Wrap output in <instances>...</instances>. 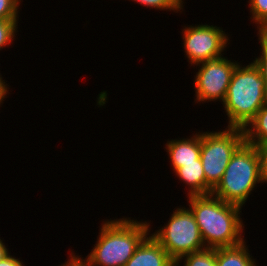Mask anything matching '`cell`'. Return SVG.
Returning a JSON list of instances; mask_svg holds the SVG:
<instances>
[{
  "label": "cell",
  "instance_id": "6da1fadb",
  "mask_svg": "<svg viewBox=\"0 0 267 266\" xmlns=\"http://www.w3.org/2000/svg\"><path fill=\"white\" fill-rule=\"evenodd\" d=\"M188 202L205 247H232L244 241L242 207L226 203L212 194L188 196Z\"/></svg>",
  "mask_w": 267,
  "mask_h": 266
},
{
  "label": "cell",
  "instance_id": "7a4b0ae2",
  "mask_svg": "<svg viewBox=\"0 0 267 266\" xmlns=\"http://www.w3.org/2000/svg\"><path fill=\"white\" fill-rule=\"evenodd\" d=\"M96 244L85 259L76 255L83 266H125L136 248L151 232L150 223L137 219H107L101 224Z\"/></svg>",
  "mask_w": 267,
  "mask_h": 266
},
{
  "label": "cell",
  "instance_id": "3957f363",
  "mask_svg": "<svg viewBox=\"0 0 267 266\" xmlns=\"http://www.w3.org/2000/svg\"><path fill=\"white\" fill-rule=\"evenodd\" d=\"M243 66L238 63L234 69L222 103L228 117V127L242 129L267 103V90L260 70L253 62Z\"/></svg>",
  "mask_w": 267,
  "mask_h": 266
},
{
  "label": "cell",
  "instance_id": "277c9868",
  "mask_svg": "<svg viewBox=\"0 0 267 266\" xmlns=\"http://www.w3.org/2000/svg\"><path fill=\"white\" fill-rule=\"evenodd\" d=\"M261 185L257 147L244 142L233 154L212 195L242 207L257 184Z\"/></svg>",
  "mask_w": 267,
  "mask_h": 266
},
{
  "label": "cell",
  "instance_id": "5b68a950",
  "mask_svg": "<svg viewBox=\"0 0 267 266\" xmlns=\"http://www.w3.org/2000/svg\"><path fill=\"white\" fill-rule=\"evenodd\" d=\"M201 132V162L206 177V195L220 182L235 151L245 142L242 128Z\"/></svg>",
  "mask_w": 267,
  "mask_h": 266
},
{
  "label": "cell",
  "instance_id": "8992f818",
  "mask_svg": "<svg viewBox=\"0 0 267 266\" xmlns=\"http://www.w3.org/2000/svg\"><path fill=\"white\" fill-rule=\"evenodd\" d=\"M177 262L182 256L205 247L200 229L190 208H176L164 227L151 234Z\"/></svg>",
  "mask_w": 267,
  "mask_h": 266
},
{
  "label": "cell",
  "instance_id": "52a82bcc",
  "mask_svg": "<svg viewBox=\"0 0 267 266\" xmlns=\"http://www.w3.org/2000/svg\"><path fill=\"white\" fill-rule=\"evenodd\" d=\"M182 32L185 56L191 66L222 57L230 40L225 30L206 23L184 25Z\"/></svg>",
  "mask_w": 267,
  "mask_h": 266
},
{
  "label": "cell",
  "instance_id": "ba28073f",
  "mask_svg": "<svg viewBox=\"0 0 267 266\" xmlns=\"http://www.w3.org/2000/svg\"><path fill=\"white\" fill-rule=\"evenodd\" d=\"M239 62L224 56L195 65L199 66L194 78L195 102H224L234 69Z\"/></svg>",
  "mask_w": 267,
  "mask_h": 266
},
{
  "label": "cell",
  "instance_id": "9c48e42d",
  "mask_svg": "<svg viewBox=\"0 0 267 266\" xmlns=\"http://www.w3.org/2000/svg\"><path fill=\"white\" fill-rule=\"evenodd\" d=\"M125 266H176V262L149 233L136 248Z\"/></svg>",
  "mask_w": 267,
  "mask_h": 266
},
{
  "label": "cell",
  "instance_id": "30bf717a",
  "mask_svg": "<svg viewBox=\"0 0 267 266\" xmlns=\"http://www.w3.org/2000/svg\"><path fill=\"white\" fill-rule=\"evenodd\" d=\"M173 171L183 164L196 163L201 156V133L196 132L190 138L169 140L165 144Z\"/></svg>",
  "mask_w": 267,
  "mask_h": 266
},
{
  "label": "cell",
  "instance_id": "8fae6325",
  "mask_svg": "<svg viewBox=\"0 0 267 266\" xmlns=\"http://www.w3.org/2000/svg\"><path fill=\"white\" fill-rule=\"evenodd\" d=\"M174 172L188 186L187 196L206 195V177L201 159H197L196 163L183 164Z\"/></svg>",
  "mask_w": 267,
  "mask_h": 266
},
{
  "label": "cell",
  "instance_id": "7c38bea8",
  "mask_svg": "<svg viewBox=\"0 0 267 266\" xmlns=\"http://www.w3.org/2000/svg\"><path fill=\"white\" fill-rule=\"evenodd\" d=\"M245 240L236 246L216 248V266H258Z\"/></svg>",
  "mask_w": 267,
  "mask_h": 266
},
{
  "label": "cell",
  "instance_id": "4fadbf2b",
  "mask_svg": "<svg viewBox=\"0 0 267 266\" xmlns=\"http://www.w3.org/2000/svg\"><path fill=\"white\" fill-rule=\"evenodd\" d=\"M243 130L246 143L256 147L267 144V103Z\"/></svg>",
  "mask_w": 267,
  "mask_h": 266
},
{
  "label": "cell",
  "instance_id": "5bb4252c",
  "mask_svg": "<svg viewBox=\"0 0 267 266\" xmlns=\"http://www.w3.org/2000/svg\"><path fill=\"white\" fill-rule=\"evenodd\" d=\"M184 260V261H183ZM184 262L183 266H216V248H204L199 251L182 256L177 262Z\"/></svg>",
  "mask_w": 267,
  "mask_h": 266
},
{
  "label": "cell",
  "instance_id": "9a60e30c",
  "mask_svg": "<svg viewBox=\"0 0 267 266\" xmlns=\"http://www.w3.org/2000/svg\"><path fill=\"white\" fill-rule=\"evenodd\" d=\"M250 19L257 25L258 32H267V0H249Z\"/></svg>",
  "mask_w": 267,
  "mask_h": 266
},
{
  "label": "cell",
  "instance_id": "2e32d148",
  "mask_svg": "<svg viewBox=\"0 0 267 266\" xmlns=\"http://www.w3.org/2000/svg\"><path fill=\"white\" fill-rule=\"evenodd\" d=\"M18 19L0 20V50L10 46L18 32Z\"/></svg>",
  "mask_w": 267,
  "mask_h": 266
},
{
  "label": "cell",
  "instance_id": "e0dca14e",
  "mask_svg": "<svg viewBox=\"0 0 267 266\" xmlns=\"http://www.w3.org/2000/svg\"><path fill=\"white\" fill-rule=\"evenodd\" d=\"M137 2L139 5L146 6L147 8H154L155 10H170L178 13L184 8L183 0H131Z\"/></svg>",
  "mask_w": 267,
  "mask_h": 266
},
{
  "label": "cell",
  "instance_id": "ac0fdd59",
  "mask_svg": "<svg viewBox=\"0 0 267 266\" xmlns=\"http://www.w3.org/2000/svg\"><path fill=\"white\" fill-rule=\"evenodd\" d=\"M258 41L261 45V54L253 60V63L260 70L261 76L265 81V87L267 90V32H257Z\"/></svg>",
  "mask_w": 267,
  "mask_h": 266
},
{
  "label": "cell",
  "instance_id": "d6986e66",
  "mask_svg": "<svg viewBox=\"0 0 267 266\" xmlns=\"http://www.w3.org/2000/svg\"><path fill=\"white\" fill-rule=\"evenodd\" d=\"M22 0H0V20L19 19V6Z\"/></svg>",
  "mask_w": 267,
  "mask_h": 266
},
{
  "label": "cell",
  "instance_id": "ffe728a7",
  "mask_svg": "<svg viewBox=\"0 0 267 266\" xmlns=\"http://www.w3.org/2000/svg\"><path fill=\"white\" fill-rule=\"evenodd\" d=\"M257 151L260 158L261 184L267 183V144L262 146H257Z\"/></svg>",
  "mask_w": 267,
  "mask_h": 266
},
{
  "label": "cell",
  "instance_id": "44dd1931",
  "mask_svg": "<svg viewBox=\"0 0 267 266\" xmlns=\"http://www.w3.org/2000/svg\"><path fill=\"white\" fill-rule=\"evenodd\" d=\"M0 266H24L20 259L12 255H7L2 261H0Z\"/></svg>",
  "mask_w": 267,
  "mask_h": 266
},
{
  "label": "cell",
  "instance_id": "7402d4cb",
  "mask_svg": "<svg viewBox=\"0 0 267 266\" xmlns=\"http://www.w3.org/2000/svg\"><path fill=\"white\" fill-rule=\"evenodd\" d=\"M8 86L9 85L5 82V80H3L2 75H0V106L1 104H3V101L6 98L7 94H9Z\"/></svg>",
  "mask_w": 267,
  "mask_h": 266
},
{
  "label": "cell",
  "instance_id": "603a6c76",
  "mask_svg": "<svg viewBox=\"0 0 267 266\" xmlns=\"http://www.w3.org/2000/svg\"><path fill=\"white\" fill-rule=\"evenodd\" d=\"M9 249L3 243V240L0 239V261H2L7 255L11 254L8 251Z\"/></svg>",
  "mask_w": 267,
  "mask_h": 266
},
{
  "label": "cell",
  "instance_id": "cb8c5ba5",
  "mask_svg": "<svg viewBox=\"0 0 267 266\" xmlns=\"http://www.w3.org/2000/svg\"><path fill=\"white\" fill-rule=\"evenodd\" d=\"M73 252L74 251H72L69 256L70 259H68V261H66L64 264L62 263L60 266H74L78 262V259Z\"/></svg>",
  "mask_w": 267,
  "mask_h": 266
},
{
  "label": "cell",
  "instance_id": "d4e9b609",
  "mask_svg": "<svg viewBox=\"0 0 267 266\" xmlns=\"http://www.w3.org/2000/svg\"><path fill=\"white\" fill-rule=\"evenodd\" d=\"M74 266H83L79 261Z\"/></svg>",
  "mask_w": 267,
  "mask_h": 266
}]
</instances>
